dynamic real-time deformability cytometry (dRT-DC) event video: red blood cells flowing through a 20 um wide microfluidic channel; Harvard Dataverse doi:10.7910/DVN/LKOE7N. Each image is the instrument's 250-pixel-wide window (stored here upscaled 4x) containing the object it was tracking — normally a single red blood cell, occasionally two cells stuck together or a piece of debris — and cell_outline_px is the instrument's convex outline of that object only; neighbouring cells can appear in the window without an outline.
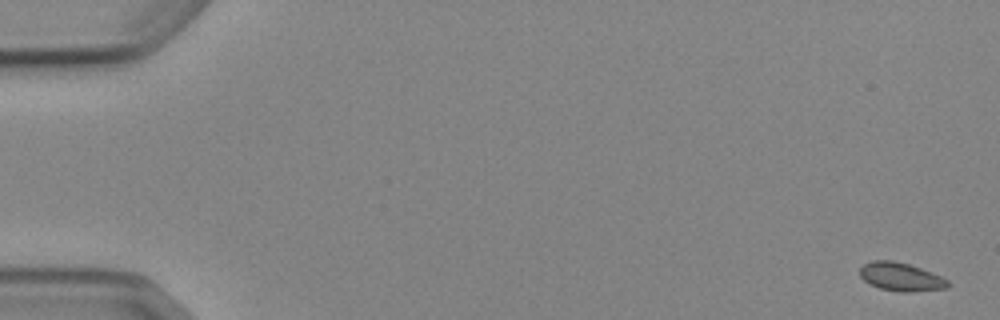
{"species": "Egyptian fruit bat (a non-hibernating species)", "species_latin": "Rousettus aegyptiacus", "temperature_condition": "cold", "stored_images_in_passage": 7, "camera_frame_rate_fps": 3000, "um_per_image_px": 0.085, "animal": {"sex": "female"}, "frame": {"image": 1, "passage_image": 1, "time_ms": 0.0, "image_size_px": [1000, 320], "cell_outline_px": [[948, 288], [912, 292], [900, 292], [880, 288], [864, 280], [860, 276], [860, 268], [864, 264], [872, 260], [892, 260], [908, 264], [920, 268], [940, 276], [948, 280]], "centroid_in_image_um": [76.57, 23.53], "position_along_channel_um": 8.4, "area_um2": 14.39}}
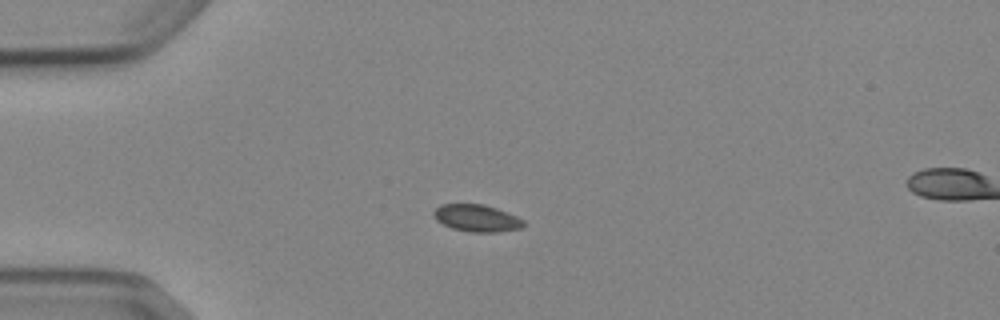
{"frame": {"image": 2, "passage_image": 4, "time_ms": 4.333, "image_size_px": [1000, 320], "cell_outline_px": [[524, 224], [520, 228], [496, 232], [472, 232], [452, 228], [436, 220], [432, 216], [432, 212], [440, 204], [484, 204], [496, 208], [516, 216], [524, 220]], "centroid_in_image_um": [40.48, 18.53], "position_along_channel_um": 44.5, "area_um2": 14.1}}
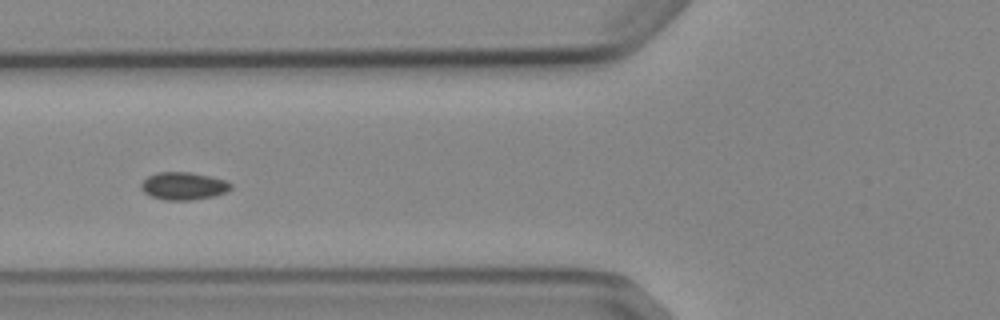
{"frame": {"image": 3, "passage_image": 6, "time_ms": 6.667, "image_size_px": [1000, 320], "cell_outline_px": [[232, 188], [228, 192], [216, 196], [192, 200], [164, 200], [152, 196], [144, 192], [140, 188], [140, 184], [148, 176], [156, 172], [188, 172], [208, 176], [224, 180], [232, 184]], "centroid_in_image_um": [15.61, 15.82], "position_along_channel_um": 110.2, "area_um2": 14.51}}